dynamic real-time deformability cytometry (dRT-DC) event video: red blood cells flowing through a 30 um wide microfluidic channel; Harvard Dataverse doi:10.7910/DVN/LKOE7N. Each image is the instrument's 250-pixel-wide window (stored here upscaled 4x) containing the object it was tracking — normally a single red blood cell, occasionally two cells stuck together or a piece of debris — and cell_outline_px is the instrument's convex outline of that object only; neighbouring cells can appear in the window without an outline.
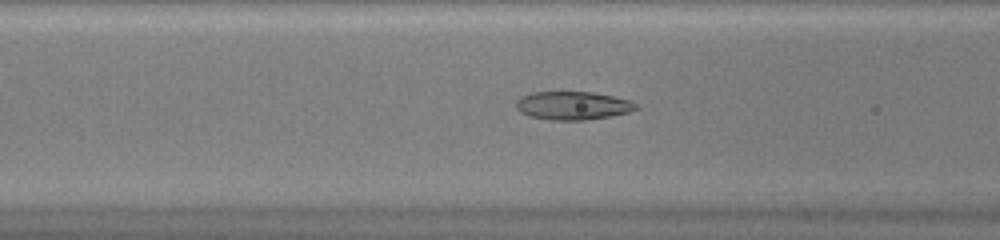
{"species": "common noctule bat (a hibernating species)", "species_latin": "Nyctalus noctula", "temperature_condition": "warm", "stored_images_in_passage": 43, "camera_frame_rate_fps": 3000, "um_per_image_px": 0.085, "animal": {"sex": "female", "body_mass_g": 20.0, "forearm_length_mm": 54.0}, "frame": {"image": 1, "passage_image": 14, "time_ms": 4.333, "image_size_px": [1000, 240], "cell_outline_px": [[640, 108], [628, 112], [608, 116], [584, 120], [552, 120], [528, 116], [520, 112], [516, 108], [516, 100], [532, 92], [592, 92], [632, 100]], "centroid_in_image_um": [48.69, 8.97], "position_along_channel_um": 117.9, "area_um2": 19.71}}
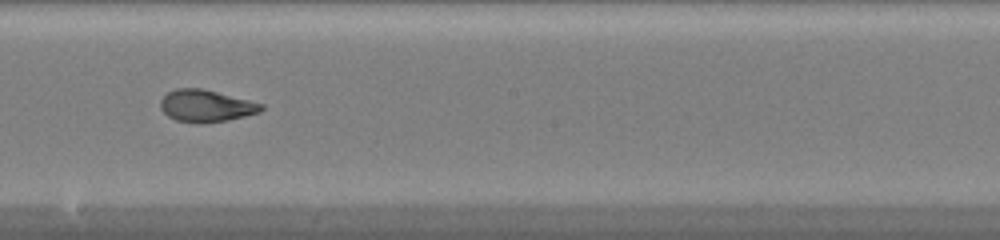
{"frame": {"image": 2, "passage_image": 22, "time_ms": 7.0, "image_size_px": [1000, 240], "cell_outline_px": [[264, 108], [260, 112], [228, 120], [200, 124], [196, 124], [176, 120], [168, 116], [160, 108], [160, 100], [168, 92], [176, 88], [200, 88], [264, 104]], "centroid_in_image_um": [17.49, 9.01], "position_along_channel_um": 230.7, "area_um2": 18.79}}
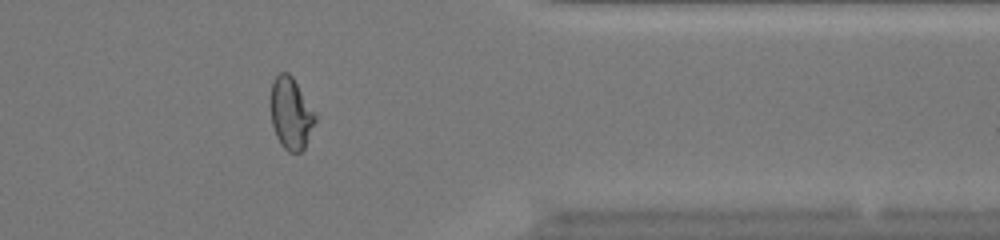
{"frame": {"image": 3, "passage_image": 34, "time_ms": 11.0, "image_size_px": [1000, 240], "cell_outline_px": [[316, 120], [304, 148], [300, 152], [288, 152], [280, 144], [276, 136], [272, 124], [268, 104], [268, 100], [272, 84], [276, 76], [280, 72], [288, 72], [292, 76], [316, 112]], "centroid_in_image_um": [24.69, 9.62], "position_along_channel_um": 386.7, "area_um2": 19.07}, "authors_computed_cell_mechanics": {"area_um2": 19.5942, "velocity_mm_per_s": 4.235, "shape_relaxation_time_tau1_ms": 6.8674, "shape_relaxation_time_tau2_ms": 1.0095, "deformation_change_tau1": 0.2332, "deformation_change_tau2": 0.0682}}